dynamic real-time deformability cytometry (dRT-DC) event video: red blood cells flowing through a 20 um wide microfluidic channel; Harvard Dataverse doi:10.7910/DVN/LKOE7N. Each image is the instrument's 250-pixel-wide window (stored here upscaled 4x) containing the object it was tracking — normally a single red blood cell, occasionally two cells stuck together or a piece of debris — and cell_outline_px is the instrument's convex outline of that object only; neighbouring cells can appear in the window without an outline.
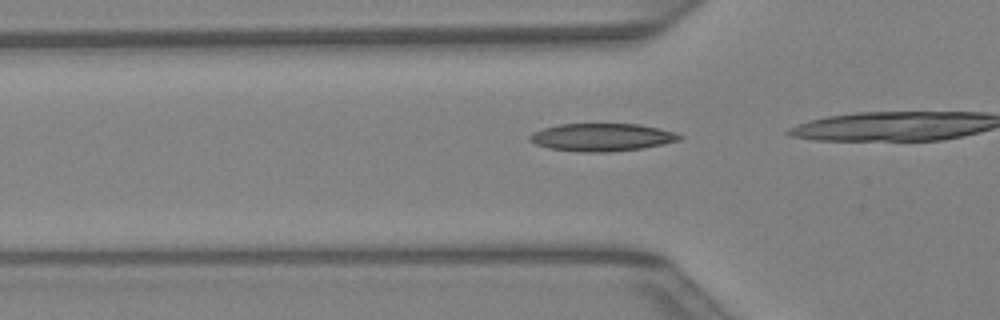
{"species": "Egyptian fruit bat (a non-hibernating species)", "species_latin": "Rousettus aegyptiacus", "temperature_condition": "warm", "stored_images_in_passage": 7, "camera_frame_rate_fps": 3000, "um_per_image_px": 0.085, "animal": {"sex": "female"}, "frame": {"image": 1, "passage_image": 2, "time_ms": 0.333, "image_size_px": [1000, 320], "cell_outline_px": [[684, 136], [680, 140], [640, 148], [608, 152], [580, 152], [548, 148], [536, 144], [528, 140], [528, 136], [532, 132], [544, 128], [560, 124], [640, 124], [660, 128], [676, 132]], "centroid_in_image_um": [51.14, 11.66], "position_along_channel_um": 74.7, "area_um2": 24.22}}
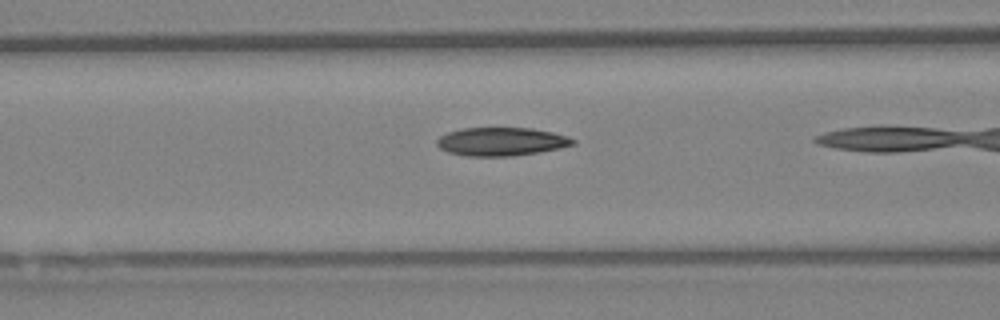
{"frame": {"image": 2, "passage_image": 5, "time_ms": 1.333, "image_size_px": [1000, 320], "cell_outline_px": [[576, 144], [560, 148], [540, 152], [512, 156], [468, 156], [448, 152], [440, 148], [436, 144], [436, 140], [440, 136], [448, 132], [460, 128], [532, 128], [552, 132], [568, 136], [576, 140]], "centroid_in_image_um": [42.63, 12.03], "position_along_channel_um": 124.0, "area_um2": 22.6}}